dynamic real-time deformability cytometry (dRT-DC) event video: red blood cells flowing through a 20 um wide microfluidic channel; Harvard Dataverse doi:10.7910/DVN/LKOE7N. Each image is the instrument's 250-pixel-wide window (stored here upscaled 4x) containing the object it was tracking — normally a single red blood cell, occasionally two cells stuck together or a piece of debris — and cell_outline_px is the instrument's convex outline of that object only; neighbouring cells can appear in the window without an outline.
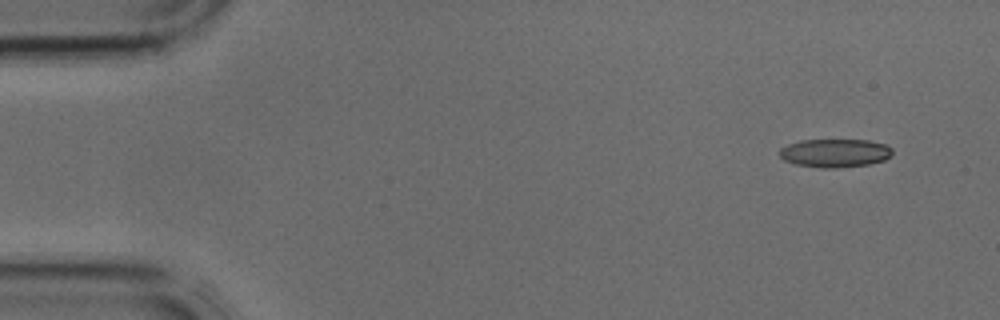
{"species": "common noctule bat (a hibernating species)", "species_latin": "Nyctalus noctula", "temperature_condition": "cold", "stored_images_in_passage": 4, "camera_frame_rate_fps": 3000, "um_per_image_px": 0.085, "animal": {"sex": "male", "body_mass_g": 17.9, "forearm_length_mm": 54.2}, "frame": {"image": 1, "passage_image": 1, "time_ms": 0.0, "image_size_px": [1000, 320], "cell_outline_px": [[892, 156], [884, 160], [868, 164], [836, 168], [820, 168], [796, 164], [784, 160], [780, 156], [780, 148], [788, 144], [800, 140], [868, 140], [888, 144], [892, 148]], "centroid_in_image_um": [71.0, 13.0], "position_along_channel_um": 14.0, "area_um2": 18.79}}